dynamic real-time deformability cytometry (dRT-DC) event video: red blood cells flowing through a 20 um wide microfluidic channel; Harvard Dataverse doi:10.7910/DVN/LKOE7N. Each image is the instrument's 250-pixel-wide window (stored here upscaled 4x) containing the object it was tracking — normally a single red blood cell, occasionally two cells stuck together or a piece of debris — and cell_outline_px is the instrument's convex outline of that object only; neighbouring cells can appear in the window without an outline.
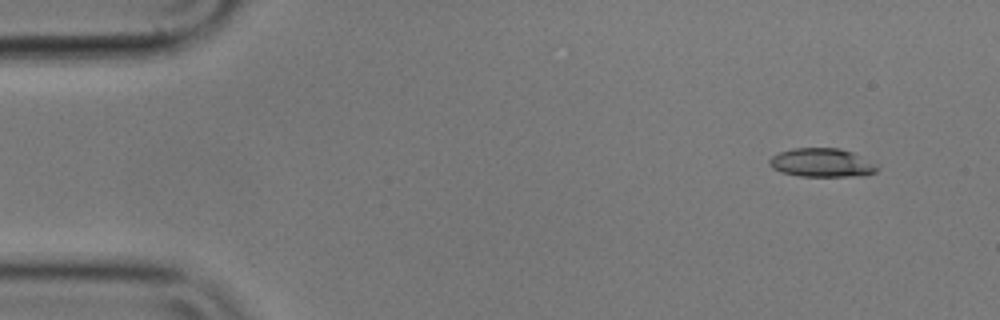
{"species": "common noctule bat (a hibernating species)", "species_latin": "Nyctalus noctula", "temperature_condition": "cold", "stored_images_in_passage": 56, "camera_frame_rate_fps": 3000, "um_per_image_px": 0.085, "animal": {"sex": "male", "body_mass_g": 17.9}, "frame": {"image": 1, "passage_image": 5, "time_ms": 1.333, "image_size_px": [1000, 320], "cell_outline_px": [[880, 168], [876, 172], [864, 176], [800, 176], [780, 172], [772, 168], [768, 164], [768, 160], [772, 156], [780, 152], [792, 148], [840, 148], [852, 152], [876, 164]], "centroid_in_image_um": [69.85, 13.83], "position_along_channel_um": 15.2, "area_um2": 18.15}}
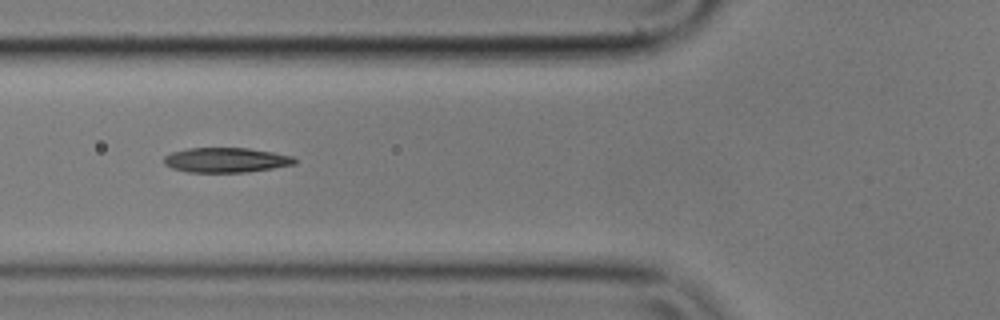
{"frame": {"image": 2, "passage_image": 21, "time_ms": 6.667, "image_size_px": [1000, 320], "cell_outline_px": [[296, 164], [248, 172], [188, 172], [172, 168], [164, 164], [164, 156], [172, 152], [188, 148], [248, 148], [272, 152], [292, 156], [296, 160]], "centroid_in_image_um": [19.2, 13.6], "position_along_channel_um": 106.6, "area_um2": 18.84}}
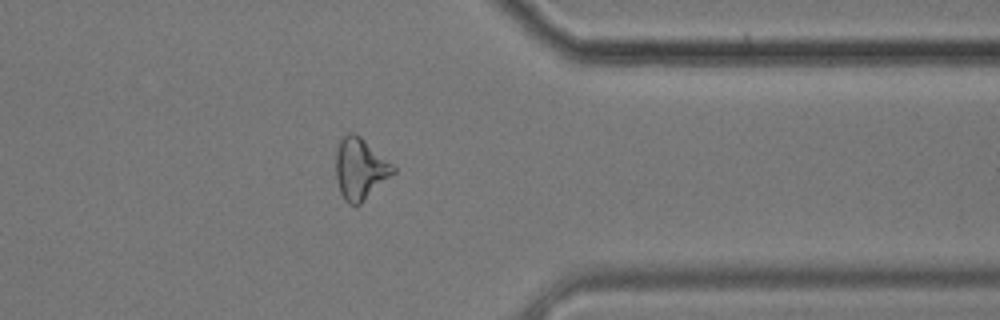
{"frame": {"image": 3, "passage_image": 45, "time_ms": 14.667, "image_size_px": [1000, 320], "cell_outline_px": [[396, 172], [360, 204], [348, 204], [344, 200], [340, 192], [336, 180], [336, 152], [340, 140], [348, 132], [352, 132], [360, 136], [392, 164], [396, 168]], "centroid_in_image_um": [30.6, 14.36], "position_along_channel_um": 380.8, "area_um2": 20.35}, "authors_computed_cell_mechanics": {"area_um2": 18.7561, "velocity_mm_per_s": 3.5448, "shape_relaxation_time_tau1_ms": 8.1336, "shape_relaxation_time_tau2_ms": 3.3391, "deformation_change_tau1": 0.2111, "deformation_change_tau2": 0.1273}}